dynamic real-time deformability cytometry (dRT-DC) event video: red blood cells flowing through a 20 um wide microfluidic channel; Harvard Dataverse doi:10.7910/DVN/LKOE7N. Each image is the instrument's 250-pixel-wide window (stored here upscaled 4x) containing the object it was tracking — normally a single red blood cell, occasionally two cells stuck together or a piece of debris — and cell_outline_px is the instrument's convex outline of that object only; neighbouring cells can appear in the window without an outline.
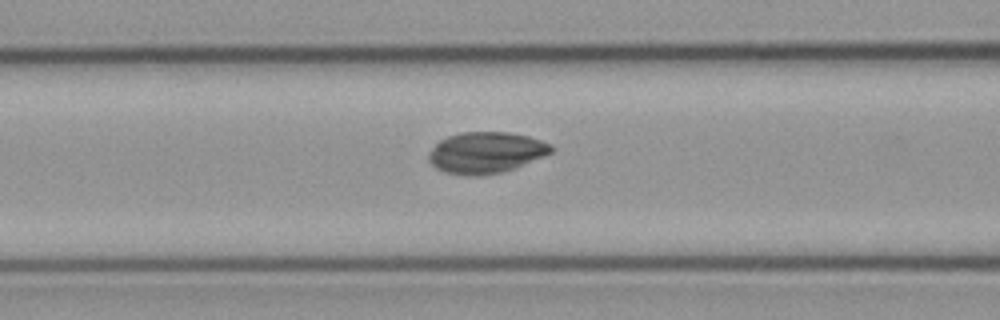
{"species": "common noctule bat (a hibernating species)", "species_latin": "Nyctalus noctula", "temperature_condition": "cold", "stored_images_in_passage": 39, "camera_frame_rate_fps": 3000, "um_per_image_px": 0.085, "animal": {"sex": "male", "body_mass_g": 23.1, "forearm_length_mm": 52.7}, "frame": {"image": 1, "passage_image": 7, "time_ms": 2.0, "image_size_px": [1000, 320], "cell_outline_px": [[556, 148], [552, 152], [544, 156], [512, 168], [500, 172], [484, 176], [464, 176], [444, 172], [436, 168], [428, 160], [428, 156], [432, 148], [440, 140], [448, 136], [460, 132], [508, 132], [528, 136], [552, 144]], "centroid_in_image_um": [41.29, 12.97], "position_along_channel_um": 125.3, "area_um2": 29.48}}
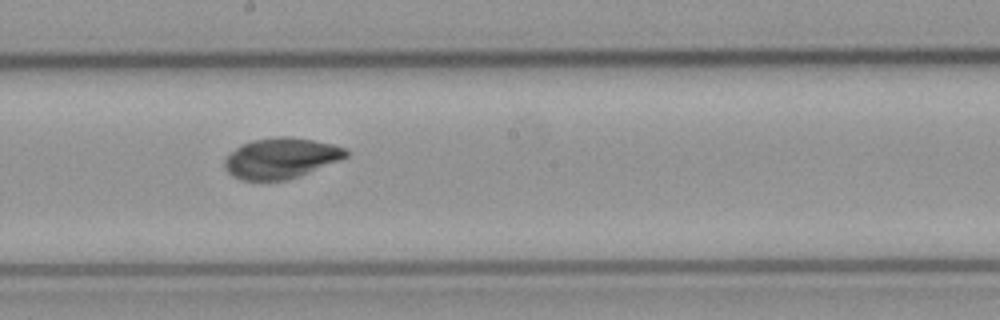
{"frame": {"image": 2, "passage_image": 15, "time_ms": 4.667, "image_size_px": [1000, 320], "cell_outline_px": [[348, 156], [340, 160], [288, 180], [240, 180], [232, 176], [228, 172], [224, 164], [224, 160], [236, 148], [252, 140], [276, 136], [288, 136], [312, 140], [332, 144], [344, 148], [348, 152]], "centroid_in_image_um": [23.87, 13.44], "position_along_channel_um": 224.3, "area_um2": 28.44}}
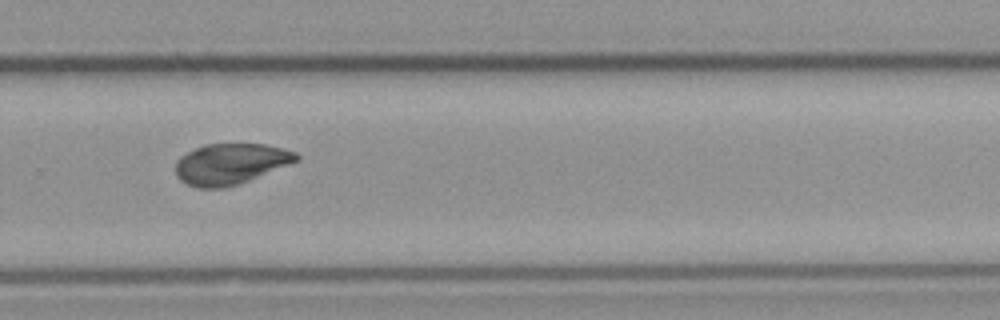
{"frame": {"image": 3, "passage_image": 22, "time_ms": 7.0, "image_size_px": [1000, 320], "cell_outline_px": [[300, 160], [248, 180], [224, 188], [196, 188], [180, 180], [176, 176], [176, 160], [180, 156], [204, 144], [264, 144], [284, 148], [296, 152], [300, 156]], "centroid_in_image_um": [19.59, 13.92], "position_along_channel_um": 310.2, "area_um2": 28.67}, "authors_computed_cell_mechanics": {"area_um2": 28.7266, "velocity_mm_per_s": 3.7057, "shape_relaxation_time_tau1_ms": null, "shape_relaxation_time_tau2_ms": 5.4599, "deformation_change_tau1": null, "deformation_change_tau2": 0.0407}}